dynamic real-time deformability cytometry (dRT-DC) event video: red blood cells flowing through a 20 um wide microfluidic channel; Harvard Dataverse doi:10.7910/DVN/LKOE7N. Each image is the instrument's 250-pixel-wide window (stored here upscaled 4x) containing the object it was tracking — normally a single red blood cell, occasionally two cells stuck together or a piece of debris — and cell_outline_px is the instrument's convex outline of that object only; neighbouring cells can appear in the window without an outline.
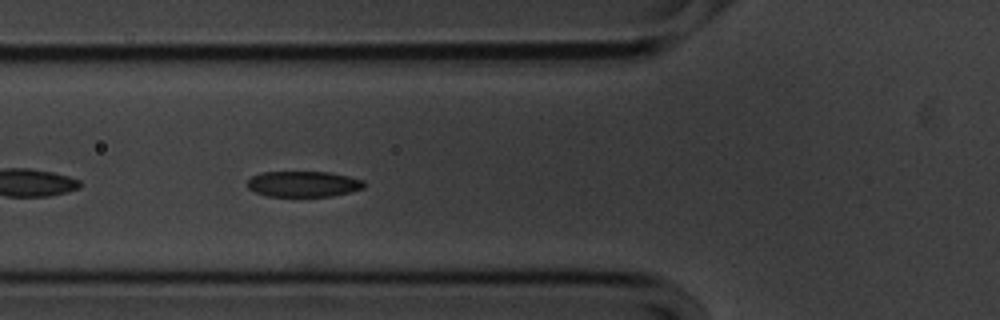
{"species": "common noctule bat (a hibernating species)", "species_latin": "Nyctalus noctula", "temperature_condition": "cold", "stored_images_in_passage": 38, "camera_frame_rate_fps": 3000, "um_per_image_px": 0.085, "animal": {"sex": "male", "body_mass_g": 20.1, "forearm_length_mm": 53.5}, "frame": {"image": 1, "passage_image": 10, "time_ms": 3.0, "image_size_px": [1000, 320], "cell_outline_px": [[364, 188], [332, 196], [268, 196], [256, 192], [248, 188], [244, 184], [252, 176], [264, 172], [328, 172], [348, 176], [364, 180]], "centroid_in_image_um": [25.76, 15.64], "position_along_channel_um": 100.0, "area_um2": 17.46}}
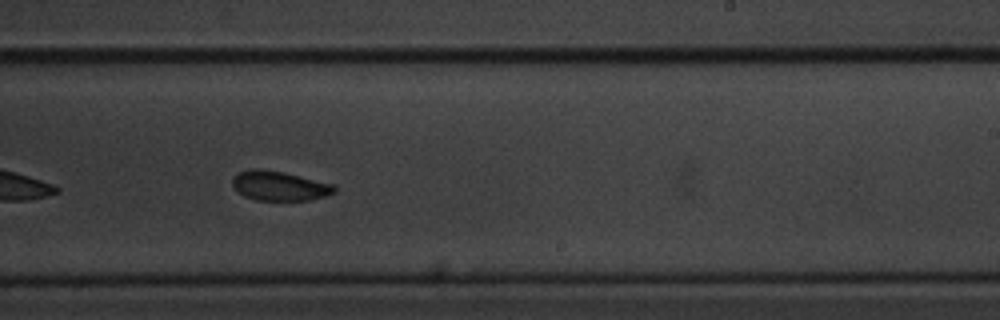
{"frame": {"image": 2, "passage_image": 24, "time_ms": 7.667, "image_size_px": [1000, 320], "cell_outline_px": [[336, 192], [324, 196], [308, 200], [256, 200], [244, 196], [232, 184], [232, 180], [240, 172], [252, 168], [256, 168], [284, 172], [332, 184], [336, 188]], "centroid_in_image_um": [23.76, 15.8], "position_along_channel_um": 265.2, "area_um2": 17.22}}
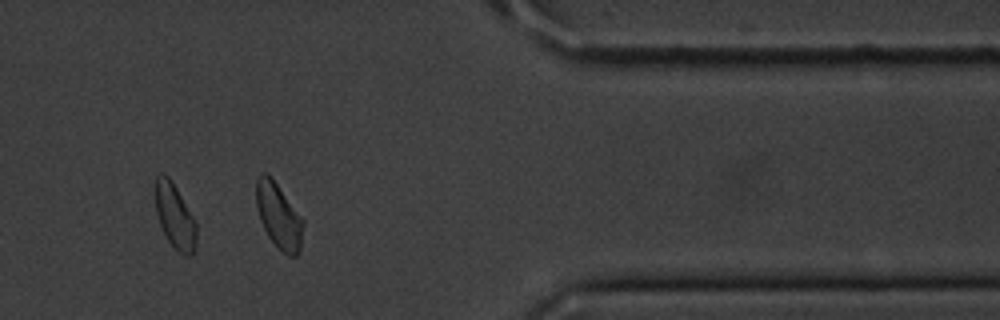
{"frame": {"image": 3, "passage_image": 36, "time_ms": 11.667, "image_size_px": [1000, 320], "cell_outline_px": [[304, 224], [300, 248], [296, 256], [288, 256], [268, 236], [260, 220], [256, 208], [256, 180], [260, 172], [264, 172], [276, 184], [304, 220]], "centroid_in_image_um": [23.68, 18.35], "position_along_channel_um": 387.7, "area_um2": 17.46}, "authors_computed_cell_mechanics": {"area_um2": 18.3515, "velocity_mm_per_s": 3.5339, "shape_relaxation_time_tau1_ms": null, "shape_relaxation_time_tau2_ms": 3.5689, "deformation_change_tau1": null, "deformation_change_tau2": 0.0861}}